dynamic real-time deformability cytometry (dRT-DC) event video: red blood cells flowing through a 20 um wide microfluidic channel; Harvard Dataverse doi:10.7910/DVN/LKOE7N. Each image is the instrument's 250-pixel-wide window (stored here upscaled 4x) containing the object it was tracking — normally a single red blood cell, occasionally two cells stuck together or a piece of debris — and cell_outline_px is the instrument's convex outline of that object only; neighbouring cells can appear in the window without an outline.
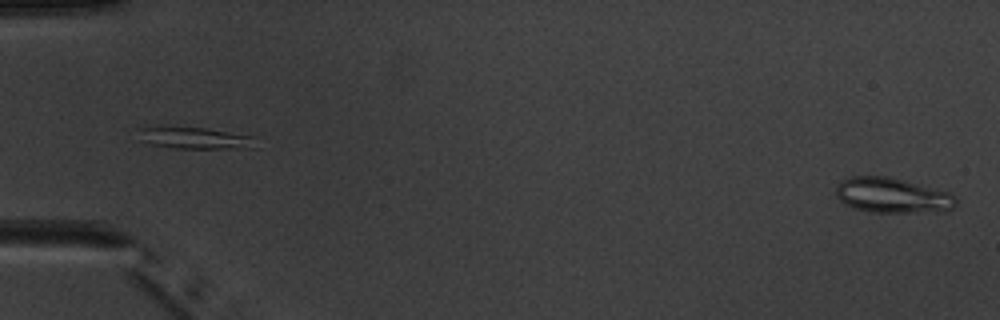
{"species": "common noctule bat (a hibernating species)", "species_latin": "Nyctalus noctula", "temperature_condition": "warm", "stored_images_in_passage": 4, "segment_of_instrument_passage": [2, 2], "camera_frame_rate_fps": 3000, "um_per_image_px": 0.085, "animal": {"sex": "male", "body_mass_g": 20.1, "forearm_length_mm": 53.5}, "frame": {"image": 1, "passage_image": 4, "time_ms": 3.333, "image_size_px": [1000, 320], "cell_outline_px": [[956, 204], [952, 208], [912, 212], [872, 212], [856, 208], [840, 200], [836, 196], [836, 188], [844, 180], [852, 176], [888, 176], [948, 192], [956, 200]], "centroid_in_image_um": [75.8, 16.59], "position_along_channel_um": 9.2, "area_um2": 23.7}}